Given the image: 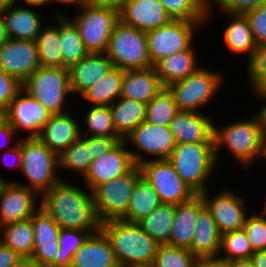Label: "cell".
<instances>
[{"label":"cell","instance_id":"1","mask_svg":"<svg viewBox=\"0 0 266 267\" xmlns=\"http://www.w3.org/2000/svg\"><path fill=\"white\" fill-rule=\"evenodd\" d=\"M78 186L61 179L41 195L40 207L60 228L100 230L101 221L95 210L92 191Z\"/></svg>","mask_w":266,"mask_h":267},{"label":"cell","instance_id":"2","mask_svg":"<svg viewBox=\"0 0 266 267\" xmlns=\"http://www.w3.org/2000/svg\"><path fill=\"white\" fill-rule=\"evenodd\" d=\"M263 133L264 126L259 111L250 118L237 119L222 127L214 124V154L217 164L219 165V160H222V149L226 148L241 167L246 170L251 168L250 166L261 157Z\"/></svg>","mask_w":266,"mask_h":267},{"label":"cell","instance_id":"3","mask_svg":"<svg viewBox=\"0 0 266 267\" xmlns=\"http://www.w3.org/2000/svg\"><path fill=\"white\" fill-rule=\"evenodd\" d=\"M100 230L110 241L118 264H153L159 244L137 223L111 219L101 222Z\"/></svg>","mask_w":266,"mask_h":267},{"label":"cell","instance_id":"4","mask_svg":"<svg viewBox=\"0 0 266 267\" xmlns=\"http://www.w3.org/2000/svg\"><path fill=\"white\" fill-rule=\"evenodd\" d=\"M167 160L184 183L196 194L208 190L207 183L218 169L214 143L176 144Z\"/></svg>","mask_w":266,"mask_h":267},{"label":"cell","instance_id":"5","mask_svg":"<svg viewBox=\"0 0 266 267\" xmlns=\"http://www.w3.org/2000/svg\"><path fill=\"white\" fill-rule=\"evenodd\" d=\"M21 158L20 172L26 183L8 181L35 190L41 196L63 179L58 170V155L37 137H21Z\"/></svg>","mask_w":266,"mask_h":267},{"label":"cell","instance_id":"6","mask_svg":"<svg viewBox=\"0 0 266 267\" xmlns=\"http://www.w3.org/2000/svg\"><path fill=\"white\" fill-rule=\"evenodd\" d=\"M224 80L223 73L212 71L204 65L188 77L174 82L166 88L171 93L179 111L201 112L211 105Z\"/></svg>","mask_w":266,"mask_h":267},{"label":"cell","instance_id":"7","mask_svg":"<svg viewBox=\"0 0 266 267\" xmlns=\"http://www.w3.org/2000/svg\"><path fill=\"white\" fill-rule=\"evenodd\" d=\"M77 10L74 17L60 11L54 15L66 16L75 25L89 53H105L112 31L120 21L119 11L90 3Z\"/></svg>","mask_w":266,"mask_h":267},{"label":"cell","instance_id":"8","mask_svg":"<svg viewBox=\"0 0 266 267\" xmlns=\"http://www.w3.org/2000/svg\"><path fill=\"white\" fill-rule=\"evenodd\" d=\"M105 54L113 67L122 70L152 67L148 53L147 33L119 21L110 36Z\"/></svg>","mask_w":266,"mask_h":267},{"label":"cell","instance_id":"9","mask_svg":"<svg viewBox=\"0 0 266 267\" xmlns=\"http://www.w3.org/2000/svg\"><path fill=\"white\" fill-rule=\"evenodd\" d=\"M23 89L41 103L51 114L68 112L64 106L71 94L66 67L40 66L22 83Z\"/></svg>","mask_w":266,"mask_h":267},{"label":"cell","instance_id":"10","mask_svg":"<svg viewBox=\"0 0 266 267\" xmlns=\"http://www.w3.org/2000/svg\"><path fill=\"white\" fill-rule=\"evenodd\" d=\"M206 24L207 22L171 19L167 24L147 31L148 53L152 65L167 56L189 49L195 43L194 38L199 27L203 28Z\"/></svg>","mask_w":266,"mask_h":267},{"label":"cell","instance_id":"11","mask_svg":"<svg viewBox=\"0 0 266 267\" xmlns=\"http://www.w3.org/2000/svg\"><path fill=\"white\" fill-rule=\"evenodd\" d=\"M141 177L138 165L129 172L102 183L92 190L93 202L101 222L120 219L128 209L132 189Z\"/></svg>","mask_w":266,"mask_h":267},{"label":"cell","instance_id":"12","mask_svg":"<svg viewBox=\"0 0 266 267\" xmlns=\"http://www.w3.org/2000/svg\"><path fill=\"white\" fill-rule=\"evenodd\" d=\"M137 165L141 177L153 186L162 203L177 205L196 195L167 159H151Z\"/></svg>","mask_w":266,"mask_h":267},{"label":"cell","instance_id":"13","mask_svg":"<svg viewBox=\"0 0 266 267\" xmlns=\"http://www.w3.org/2000/svg\"><path fill=\"white\" fill-rule=\"evenodd\" d=\"M124 141L128 146L131 144L134 145V149L136 148L134 150L128 147L136 165L151 159H167L176 146L169 126L153 125L146 121L133 130Z\"/></svg>","mask_w":266,"mask_h":267},{"label":"cell","instance_id":"14","mask_svg":"<svg viewBox=\"0 0 266 267\" xmlns=\"http://www.w3.org/2000/svg\"><path fill=\"white\" fill-rule=\"evenodd\" d=\"M209 189L201 193L205 206L211 212L221 235L243 229L246 217L247 199L238 196L232 189L225 188L211 196Z\"/></svg>","mask_w":266,"mask_h":267},{"label":"cell","instance_id":"15","mask_svg":"<svg viewBox=\"0 0 266 267\" xmlns=\"http://www.w3.org/2000/svg\"><path fill=\"white\" fill-rule=\"evenodd\" d=\"M51 115L23 88L6 109V121L17 134L26 133V138L37 137Z\"/></svg>","mask_w":266,"mask_h":267},{"label":"cell","instance_id":"16","mask_svg":"<svg viewBox=\"0 0 266 267\" xmlns=\"http://www.w3.org/2000/svg\"><path fill=\"white\" fill-rule=\"evenodd\" d=\"M135 165L128 145L122 139L111 150L92 160L86 173L79 178L92 191L98 185L129 172Z\"/></svg>","mask_w":266,"mask_h":267},{"label":"cell","instance_id":"17","mask_svg":"<svg viewBox=\"0 0 266 267\" xmlns=\"http://www.w3.org/2000/svg\"><path fill=\"white\" fill-rule=\"evenodd\" d=\"M40 67L35 41L9 38L0 45V68L23 83Z\"/></svg>","mask_w":266,"mask_h":267},{"label":"cell","instance_id":"18","mask_svg":"<svg viewBox=\"0 0 266 267\" xmlns=\"http://www.w3.org/2000/svg\"><path fill=\"white\" fill-rule=\"evenodd\" d=\"M40 198L35 190L6 181L0 191V227L30 218L40 207Z\"/></svg>","mask_w":266,"mask_h":267},{"label":"cell","instance_id":"19","mask_svg":"<svg viewBox=\"0 0 266 267\" xmlns=\"http://www.w3.org/2000/svg\"><path fill=\"white\" fill-rule=\"evenodd\" d=\"M30 221L34 232L31 257L47 267L59 250L58 238L61 228L42 207L33 213Z\"/></svg>","mask_w":266,"mask_h":267},{"label":"cell","instance_id":"20","mask_svg":"<svg viewBox=\"0 0 266 267\" xmlns=\"http://www.w3.org/2000/svg\"><path fill=\"white\" fill-rule=\"evenodd\" d=\"M204 112L179 111L169 124L176 144L214 143V122Z\"/></svg>","mask_w":266,"mask_h":267},{"label":"cell","instance_id":"21","mask_svg":"<svg viewBox=\"0 0 266 267\" xmlns=\"http://www.w3.org/2000/svg\"><path fill=\"white\" fill-rule=\"evenodd\" d=\"M74 114V115H73ZM75 113L52 114L37 138L59 155L81 136L82 126Z\"/></svg>","mask_w":266,"mask_h":267},{"label":"cell","instance_id":"22","mask_svg":"<svg viewBox=\"0 0 266 267\" xmlns=\"http://www.w3.org/2000/svg\"><path fill=\"white\" fill-rule=\"evenodd\" d=\"M120 21L142 31L167 24L171 18L158 0H127L119 11Z\"/></svg>","mask_w":266,"mask_h":267},{"label":"cell","instance_id":"23","mask_svg":"<svg viewBox=\"0 0 266 267\" xmlns=\"http://www.w3.org/2000/svg\"><path fill=\"white\" fill-rule=\"evenodd\" d=\"M20 4L0 7L8 36L17 40L35 41L45 26L40 12H37V7H26Z\"/></svg>","mask_w":266,"mask_h":267},{"label":"cell","instance_id":"24","mask_svg":"<svg viewBox=\"0 0 266 267\" xmlns=\"http://www.w3.org/2000/svg\"><path fill=\"white\" fill-rule=\"evenodd\" d=\"M113 67L105 53H88L83 59L68 68L69 85L73 97L81 96L88 88L102 79Z\"/></svg>","mask_w":266,"mask_h":267},{"label":"cell","instance_id":"25","mask_svg":"<svg viewBox=\"0 0 266 267\" xmlns=\"http://www.w3.org/2000/svg\"><path fill=\"white\" fill-rule=\"evenodd\" d=\"M204 207L201 194H196L190 200L175 205L169 245L190 249L195 222Z\"/></svg>","mask_w":266,"mask_h":267},{"label":"cell","instance_id":"26","mask_svg":"<svg viewBox=\"0 0 266 267\" xmlns=\"http://www.w3.org/2000/svg\"><path fill=\"white\" fill-rule=\"evenodd\" d=\"M164 87L154 67L125 70L120 97L149 103Z\"/></svg>","mask_w":266,"mask_h":267},{"label":"cell","instance_id":"27","mask_svg":"<svg viewBox=\"0 0 266 267\" xmlns=\"http://www.w3.org/2000/svg\"><path fill=\"white\" fill-rule=\"evenodd\" d=\"M118 264L110 241L100 230L91 234L76 251L70 267H116Z\"/></svg>","mask_w":266,"mask_h":267},{"label":"cell","instance_id":"28","mask_svg":"<svg viewBox=\"0 0 266 267\" xmlns=\"http://www.w3.org/2000/svg\"><path fill=\"white\" fill-rule=\"evenodd\" d=\"M222 235L205 206L198 214L189 251L196 258L219 257Z\"/></svg>","mask_w":266,"mask_h":267},{"label":"cell","instance_id":"29","mask_svg":"<svg viewBox=\"0 0 266 267\" xmlns=\"http://www.w3.org/2000/svg\"><path fill=\"white\" fill-rule=\"evenodd\" d=\"M194 46L195 43L189 49L167 56L153 65L164 87L188 77L202 67Z\"/></svg>","mask_w":266,"mask_h":267},{"label":"cell","instance_id":"30","mask_svg":"<svg viewBox=\"0 0 266 267\" xmlns=\"http://www.w3.org/2000/svg\"><path fill=\"white\" fill-rule=\"evenodd\" d=\"M226 15L230 19L229 25L224 28L223 39L224 46L232 54H245L247 60L252 56L254 51L257 49V44L253 38L251 28L249 26L248 20L244 14H230L226 12H221V14Z\"/></svg>","mask_w":266,"mask_h":267},{"label":"cell","instance_id":"31","mask_svg":"<svg viewBox=\"0 0 266 267\" xmlns=\"http://www.w3.org/2000/svg\"><path fill=\"white\" fill-rule=\"evenodd\" d=\"M116 132L125 139L146 117V104L119 97L110 105Z\"/></svg>","mask_w":266,"mask_h":267},{"label":"cell","instance_id":"32","mask_svg":"<svg viewBox=\"0 0 266 267\" xmlns=\"http://www.w3.org/2000/svg\"><path fill=\"white\" fill-rule=\"evenodd\" d=\"M161 204L162 201L153 186L140 177L132 189L127 212L120 219L137 223Z\"/></svg>","mask_w":266,"mask_h":267},{"label":"cell","instance_id":"33","mask_svg":"<svg viewBox=\"0 0 266 267\" xmlns=\"http://www.w3.org/2000/svg\"><path fill=\"white\" fill-rule=\"evenodd\" d=\"M125 70L112 67L96 84L90 86L83 97L92 106H110L119 97Z\"/></svg>","mask_w":266,"mask_h":267},{"label":"cell","instance_id":"34","mask_svg":"<svg viewBox=\"0 0 266 267\" xmlns=\"http://www.w3.org/2000/svg\"><path fill=\"white\" fill-rule=\"evenodd\" d=\"M175 205L162 203L137 224L159 245H169Z\"/></svg>","mask_w":266,"mask_h":267},{"label":"cell","instance_id":"35","mask_svg":"<svg viewBox=\"0 0 266 267\" xmlns=\"http://www.w3.org/2000/svg\"><path fill=\"white\" fill-rule=\"evenodd\" d=\"M59 38L62 67H71L89 53L75 25L66 16H59Z\"/></svg>","mask_w":266,"mask_h":267},{"label":"cell","instance_id":"36","mask_svg":"<svg viewBox=\"0 0 266 267\" xmlns=\"http://www.w3.org/2000/svg\"><path fill=\"white\" fill-rule=\"evenodd\" d=\"M0 241L22 257H31L34 232L30 218L1 226Z\"/></svg>","mask_w":266,"mask_h":267},{"label":"cell","instance_id":"37","mask_svg":"<svg viewBox=\"0 0 266 267\" xmlns=\"http://www.w3.org/2000/svg\"><path fill=\"white\" fill-rule=\"evenodd\" d=\"M55 17L57 22L55 24H45L46 26L41 29L35 40L38 48L39 63L43 67H62L59 16Z\"/></svg>","mask_w":266,"mask_h":267},{"label":"cell","instance_id":"38","mask_svg":"<svg viewBox=\"0 0 266 267\" xmlns=\"http://www.w3.org/2000/svg\"><path fill=\"white\" fill-rule=\"evenodd\" d=\"M100 230H75L61 228L59 232V250L54 260L47 267H70L76 251L84 244L87 238Z\"/></svg>","mask_w":266,"mask_h":267},{"label":"cell","instance_id":"39","mask_svg":"<svg viewBox=\"0 0 266 267\" xmlns=\"http://www.w3.org/2000/svg\"><path fill=\"white\" fill-rule=\"evenodd\" d=\"M88 111H84L83 119L86 129L80 128L81 135L105 136L112 138H122L113 125L110 106H92ZM85 132V133H84ZM84 133V134H83Z\"/></svg>","mask_w":266,"mask_h":267},{"label":"cell","instance_id":"40","mask_svg":"<svg viewBox=\"0 0 266 267\" xmlns=\"http://www.w3.org/2000/svg\"><path fill=\"white\" fill-rule=\"evenodd\" d=\"M173 20L207 22L209 0H158Z\"/></svg>","mask_w":266,"mask_h":267},{"label":"cell","instance_id":"41","mask_svg":"<svg viewBox=\"0 0 266 267\" xmlns=\"http://www.w3.org/2000/svg\"><path fill=\"white\" fill-rule=\"evenodd\" d=\"M91 162L89 148L79 138L58 155V170L60 172L70 170L75 176H83Z\"/></svg>","mask_w":266,"mask_h":267},{"label":"cell","instance_id":"42","mask_svg":"<svg viewBox=\"0 0 266 267\" xmlns=\"http://www.w3.org/2000/svg\"><path fill=\"white\" fill-rule=\"evenodd\" d=\"M179 112L171 93L165 87L146 104L145 121L153 125L169 126Z\"/></svg>","mask_w":266,"mask_h":267},{"label":"cell","instance_id":"43","mask_svg":"<svg viewBox=\"0 0 266 267\" xmlns=\"http://www.w3.org/2000/svg\"><path fill=\"white\" fill-rule=\"evenodd\" d=\"M253 253L244 229L231 231L222 235L219 257L224 261L248 259Z\"/></svg>","mask_w":266,"mask_h":267},{"label":"cell","instance_id":"44","mask_svg":"<svg viewBox=\"0 0 266 267\" xmlns=\"http://www.w3.org/2000/svg\"><path fill=\"white\" fill-rule=\"evenodd\" d=\"M247 61V77L252 96L266 93V46H257Z\"/></svg>","mask_w":266,"mask_h":267},{"label":"cell","instance_id":"45","mask_svg":"<svg viewBox=\"0 0 266 267\" xmlns=\"http://www.w3.org/2000/svg\"><path fill=\"white\" fill-rule=\"evenodd\" d=\"M196 257L184 247L159 245L153 261L154 267H194Z\"/></svg>","mask_w":266,"mask_h":267},{"label":"cell","instance_id":"46","mask_svg":"<svg viewBox=\"0 0 266 267\" xmlns=\"http://www.w3.org/2000/svg\"><path fill=\"white\" fill-rule=\"evenodd\" d=\"M243 229L253 252L266 250V215L255 211L248 214Z\"/></svg>","mask_w":266,"mask_h":267},{"label":"cell","instance_id":"47","mask_svg":"<svg viewBox=\"0 0 266 267\" xmlns=\"http://www.w3.org/2000/svg\"><path fill=\"white\" fill-rule=\"evenodd\" d=\"M264 3H266V0H209L206 26L212 21L211 17L214 16L212 13H214L215 8L218 12L245 14Z\"/></svg>","mask_w":266,"mask_h":267},{"label":"cell","instance_id":"48","mask_svg":"<svg viewBox=\"0 0 266 267\" xmlns=\"http://www.w3.org/2000/svg\"><path fill=\"white\" fill-rule=\"evenodd\" d=\"M257 46H266V3L244 14Z\"/></svg>","mask_w":266,"mask_h":267},{"label":"cell","instance_id":"49","mask_svg":"<svg viewBox=\"0 0 266 267\" xmlns=\"http://www.w3.org/2000/svg\"><path fill=\"white\" fill-rule=\"evenodd\" d=\"M22 88L18 79L0 68V108L6 110Z\"/></svg>","mask_w":266,"mask_h":267},{"label":"cell","instance_id":"50","mask_svg":"<svg viewBox=\"0 0 266 267\" xmlns=\"http://www.w3.org/2000/svg\"><path fill=\"white\" fill-rule=\"evenodd\" d=\"M80 138L89 148L90 159L94 160L111 150L123 138H112L105 136L81 135Z\"/></svg>","mask_w":266,"mask_h":267},{"label":"cell","instance_id":"51","mask_svg":"<svg viewBox=\"0 0 266 267\" xmlns=\"http://www.w3.org/2000/svg\"><path fill=\"white\" fill-rule=\"evenodd\" d=\"M20 140V141H19ZM17 140L15 147L5 150L3 153V164L10 169H21V138ZM10 162V163H9Z\"/></svg>","mask_w":266,"mask_h":267},{"label":"cell","instance_id":"52","mask_svg":"<svg viewBox=\"0 0 266 267\" xmlns=\"http://www.w3.org/2000/svg\"><path fill=\"white\" fill-rule=\"evenodd\" d=\"M23 257L0 241V267H15Z\"/></svg>","mask_w":266,"mask_h":267},{"label":"cell","instance_id":"53","mask_svg":"<svg viewBox=\"0 0 266 267\" xmlns=\"http://www.w3.org/2000/svg\"><path fill=\"white\" fill-rule=\"evenodd\" d=\"M14 136L15 138H18L17 133L7 121H5L2 125H0V150L4 149L5 151L15 147L16 144L10 146V144L14 143L12 141V139H15Z\"/></svg>","mask_w":266,"mask_h":267},{"label":"cell","instance_id":"54","mask_svg":"<svg viewBox=\"0 0 266 267\" xmlns=\"http://www.w3.org/2000/svg\"><path fill=\"white\" fill-rule=\"evenodd\" d=\"M194 267H226V264L220 257H207L197 258Z\"/></svg>","mask_w":266,"mask_h":267},{"label":"cell","instance_id":"55","mask_svg":"<svg viewBox=\"0 0 266 267\" xmlns=\"http://www.w3.org/2000/svg\"><path fill=\"white\" fill-rule=\"evenodd\" d=\"M126 1L127 0H89V3L96 6L113 8L120 11Z\"/></svg>","mask_w":266,"mask_h":267},{"label":"cell","instance_id":"56","mask_svg":"<svg viewBox=\"0 0 266 267\" xmlns=\"http://www.w3.org/2000/svg\"><path fill=\"white\" fill-rule=\"evenodd\" d=\"M250 258L254 267H266V250L254 252Z\"/></svg>","mask_w":266,"mask_h":267},{"label":"cell","instance_id":"57","mask_svg":"<svg viewBox=\"0 0 266 267\" xmlns=\"http://www.w3.org/2000/svg\"><path fill=\"white\" fill-rule=\"evenodd\" d=\"M226 267H254L251 258L225 261Z\"/></svg>","mask_w":266,"mask_h":267},{"label":"cell","instance_id":"58","mask_svg":"<svg viewBox=\"0 0 266 267\" xmlns=\"http://www.w3.org/2000/svg\"><path fill=\"white\" fill-rule=\"evenodd\" d=\"M66 4V5H71V6H77V8H81L82 6H84L85 4H89V0H49V5L51 4Z\"/></svg>","mask_w":266,"mask_h":267},{"label":"cell","instance_id":"59","mask_svg":"<svg viewBox=\"0 0 266 267\" xmlns=\"http://www.w3.org/2000/svg\"><path fill=\"white\" fill-rule=\"evenodd\" d=\"M15 267H45L32 257H23Z\"/></svg>","mask_w":266,"mask_h":267},{"label":"cell","instance_id":"60","mask_svg":"<svg viewBox=\"0 0 266 267\" xmlns=\"http://www.w3.org/2000/svg\"><path fill=\"white\" fill-rule=\"evenodd\" d=\"M19 2H22L23 5L26 4V6H32V7H41L42 6H48L49 5V0H17V4Z\"/></svg>","mask_w":266,"mask_h":267},{"label":"cell","instance_id":"61","mask_svg":"<svg viewBox=\"0 0 266 267\" xmlns=\"http://www.w3.org/2000/svg\"><path fill=\"white\" fill-rule=\"evenodd\" d=\"M259 98L263 103V106L258 110L263 121L264 130H266V93L259 94L256 99Z\"/></svg>","mask_w":266,"mask_h":267},{"label":"cell","instance_id":"62","mask_svg":"<svg viewBox=\"0 0 266 267\" xmlns=\"http://www.w3.org/2000/svg\"><path fill=\"white\" fill-rule=\"evenodd\" d=\"M8 39H9V36L6 30L5 22H4L2 14L0 13V45L6 42Z\"/></svg>","mask_w":266,"mask_h":267},{"label":"cell","instance_id":"63","mask_svg":"<svg viewBox=\"0 0 266 267\" xmlns=\"http://www.w3.org/2000/svg\"><path fill=\"white\" fill-rule=\"evenodd\" d=\"M261 159H266V130L263 133V142H262V154Z\"/></svg>","mask_w":266,"mask_h":267},{"label":"cell","instance_id":"64","mask_svg":"<svg viewBox=\"0 0 266 267\" xmlns=\"http://www.w3.org/2000/svg\"><path fill=\"white\" fill-rule=\"evenodd\" d=\"M17 4V0H0V7Z\"/></svg>","mask_w":266,"mask_h":267},{"label":"cell","instance_id":"65","mask_svg":"<svg viewBox=\"0 0 266 267\" xmlns=\"http://www.w3.org/2000/svg\"><path fill=\"white\" fill-rule=\"evenodd\" d=\"M6 121V110L0 108V125Z\"/></svg>","mask_w":266,"mask_h":267},{"label":"cell","instance_id":"66","mask_svg":"<svg viewBox=\"0 0 266 267\" xmlns=\"http://www.w3.org/2000/svg\"><path fill=\"white\" fill-rule=\"evenodd\" d=\"M127 267H154L153 264H140V265H131Z\"/></svg>","mask_w":266,"mask_h":267},{"label":"cell","instance_id":"67","mask_svg":"<svg viewBox=\"0 0 266 267\" xmlns=\"http://www.w3.org/2000/svg\"><path fill=\"white\" fill-rule=\"evenodd\" d=\"M6 177H5V179H4V177H2L1 175H0V191H1V188L3 187V185L6 183Z\"/></svg>","mask_w":266,"mask_h":267},{"label":"cell","instance_id":"68","mask_svg":"<svg viewBox=\"0 0 266 267\" xmlns=\"http://www.w3.org/2000/svg\"><path fill=\"white\" fill-rule=\"evenodd\" d=\"M266 199V198H265ZM263 211L262 212H260V213H258V214H264V215H266V201H265V203H264V205H263Z\"/></svg>","mask_w":266,"mask_h":267}]
</instances>
